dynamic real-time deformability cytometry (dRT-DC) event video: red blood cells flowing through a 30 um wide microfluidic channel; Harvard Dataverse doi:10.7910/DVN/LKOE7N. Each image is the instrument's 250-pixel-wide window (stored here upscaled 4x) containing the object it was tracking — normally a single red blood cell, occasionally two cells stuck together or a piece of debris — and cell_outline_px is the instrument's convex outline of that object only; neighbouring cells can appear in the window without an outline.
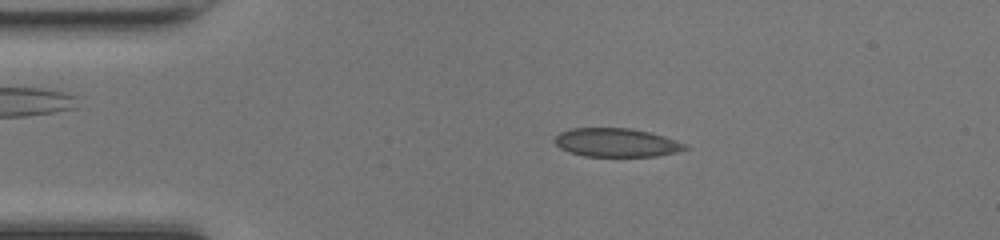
{"species": "common noctule bat (a hibernating species)", "species_latin": "Nyctalus noctula", "temperature_condition": "room temperature", "stored_images_in_passage": 44, "camera_frame_rate_fps": 3000, "um_per_image_px": 0.085, "animal": {"sex": "female", "body_mass_g": 17.0, "forearm_length_mm": 48.0}, "frame": {"image": 1, "passage_image": 6, "time_ms": 1.667, "image_size_px": [1000, 240], "cell_outline_px": [[688, 148], [676, 152], [656, 156], [584, 156], [568, 152], [560, 148], [552, 140], [560, 132], [572, 128], [632, 128], [664, 136], [684, 144]], "centroid_in_image_um": [52.33, 12.12], "position_along_channel_um": 32.7, "area_um2": 21.62}}
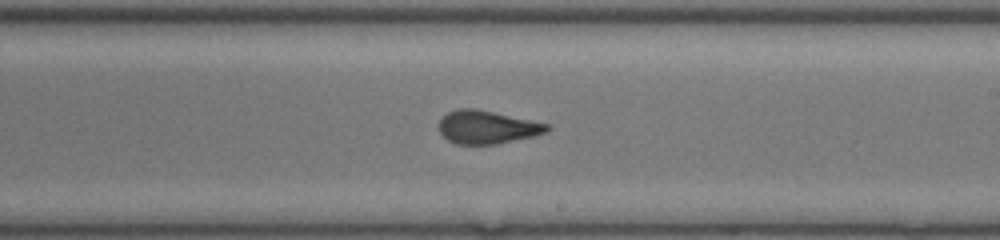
{"frame": {"image": 2, "passage_image": 24, "time_ms": 7.667, "image_size_px": [1000, 240], "cell_outline_px": [[552, 128], [548, 132], [536, 136], [496, 144], [456, 144], [448, 140], [440, 132], [440, 120], [448, 112], [460, 108], [476, 108], [552, 124]], "centroid_in_image_um": [41.49, 10.8], "position_along_channel_um": 247.5, "area_um2": 21.1}}
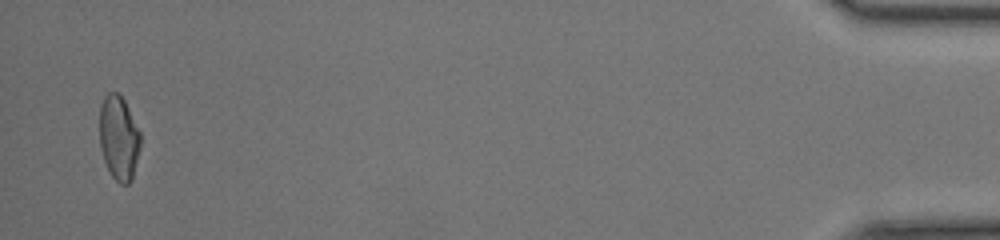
{"frame": {"image": 3, "passage_image": 43, "time_ms": 14.0, "image_size_px": [1000, 240], "cell_outline_px": [[140, 144], [132, 180], [128, 184], [120, 184], [112, 176], [104, 160], [100, 148], [100, 108], [104, 96], [108, 92], [116, 92], [124, 100], [140, 132]], "centroid_in_image_um": [10.09, 11.72], "position_along_channel_um": 425.1, "area_um2": 19.88}, "authors_computed_cell_mechanics": {"area_um2": 21.2993, "velocity_mm_per_s": 4.3063, "shape_relaxation_time_tau1_ms": 5.1551, "shape_relaxation_time_tau2_ms": 0.8664, "deformation_change_tau1": 0.168, "deformation_change_tau2": 0.082}}